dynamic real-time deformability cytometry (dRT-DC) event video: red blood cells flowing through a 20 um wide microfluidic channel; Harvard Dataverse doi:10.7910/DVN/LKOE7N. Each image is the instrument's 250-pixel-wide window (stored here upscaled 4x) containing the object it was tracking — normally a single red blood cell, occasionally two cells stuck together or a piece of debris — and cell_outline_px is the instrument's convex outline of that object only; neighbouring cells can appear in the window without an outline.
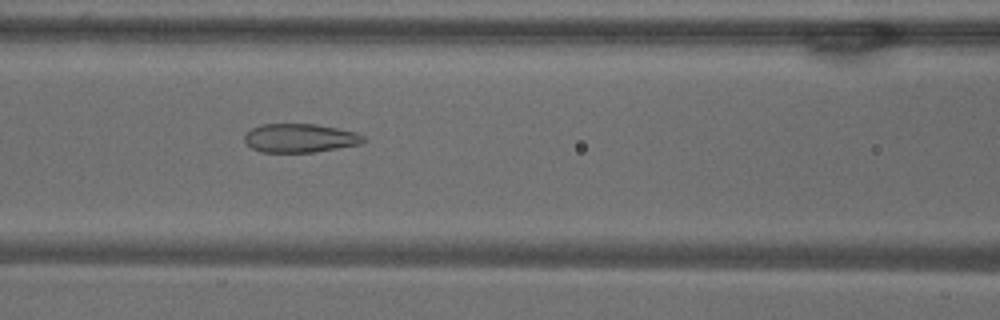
{"species": "common noctule bat (a hibernating species)", "species_latin": "Nyctalus noctula", "temperature_condition": "warm", "stored_images_in_passage": 54, "camera_frame_rate_fps": 3000, "um_per_image_px": 0.085, "animal": {"sex": "male", "body_mass_g": 18.8}, "frame": {"image": 1, "passage_image": 23, "time_ms": 7.333, "image_size_px": [1000, 320], "cell_outline_px": [[368, 140], [360, 144], [316, 152], [260, 152], [252, 148], [244, 140], [244, 136], [252, 128], [260, 124], [316, 124], [356, 132], [364, 136]], "centroid_in_image_um": [25.52, 11.74], "position_along_channel_um": 141.1, "area_um2": 19.94}}
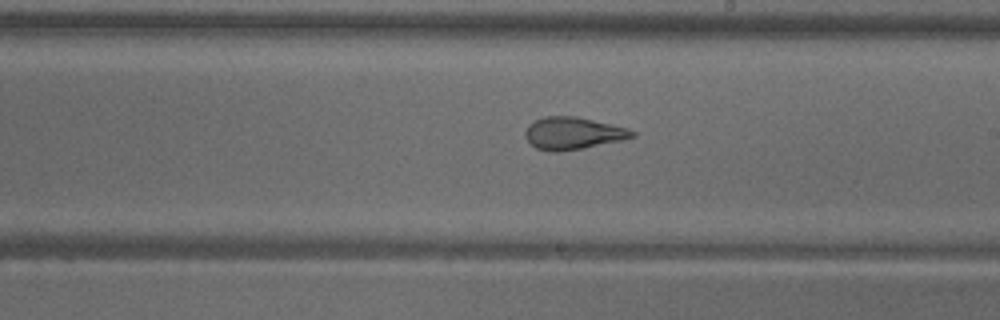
{"frame": {"image": 2, "passage_image": 31, "time_ms": 10.0, "image_size_px": [1000, 320], "cell_outline_px": [[636, 136], [620, 140], [580, 148], [556, 152], [552, 152], [536, 148], [524, 136], [524, 132], [528, 124], [544, 116], [576, 116], [628, 128], [636, 132]], "centroid_in_image_um": [48.67, 11.31], "position_along_channel_um": 240.3, "area_um2": 19.88}}
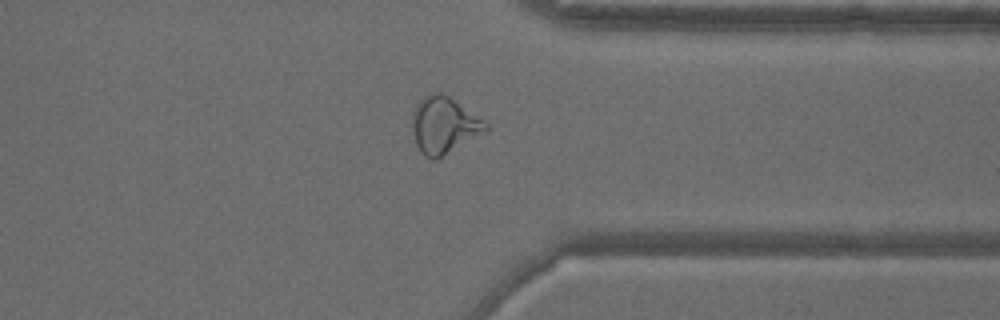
{"frame": {"image": 3, "passage_image": 42, "time_ms": 13.667, "image_size_px": [1000, 320], "cell_outline_px": [[488, 132], [436, 160], [432, 160], [424, 156], [420, 152], [416, 144], [412, 132], [412, 112], [416, 104], [424, 96], [436, 92], [440, 92], [448, 96], [484, 120], [488, 124]], "centroid_in_image_um": [37.74, 10.68], "position_along_channel_um": 373.7, "area_um2": 24.57}, "authors_computed_cell_mechanics": {"area_um2": 25.1141, "velocity_mm_per_s": 3.7261, "shape_relaxation_time_tau1_ms": null, "shape_relaxation_time_tau2_ms": 1.2955, "deformation_change_tau1": null, "deformation_change_tau2": 0.1002}}